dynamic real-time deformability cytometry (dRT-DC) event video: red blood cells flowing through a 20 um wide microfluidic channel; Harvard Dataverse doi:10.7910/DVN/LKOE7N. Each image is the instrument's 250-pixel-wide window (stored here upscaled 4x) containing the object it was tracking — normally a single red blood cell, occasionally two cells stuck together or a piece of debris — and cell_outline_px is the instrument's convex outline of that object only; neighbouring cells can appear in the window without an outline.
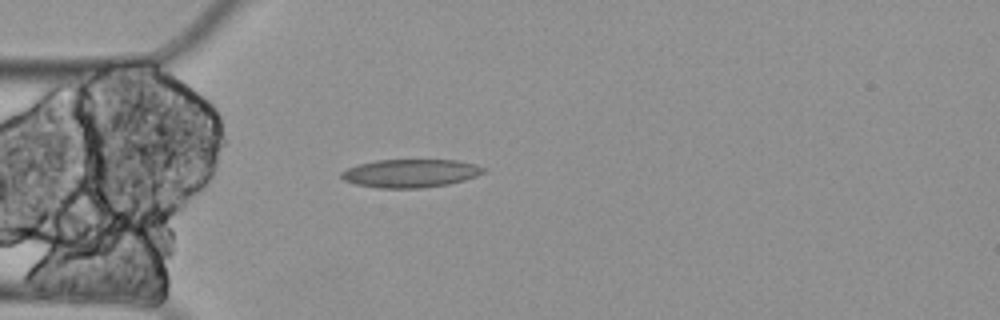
{"species": "Egyptian fruit bat (a non-hibernating species)", "species_latin": "Rousettus aegyptiacus", "temperature_condition": "cold", "stored_images_in_passage": 4, "camera_frame_rate_fps": 3000, "um_per_image_px": 0.085, "animal": {"sex": "female"}, "frame": {"image": 1, "passage_image": 4, "time_ms": 1.0, "image_size_px": [1000, 320], "cell_outline_px": [[488, 168], [484, 172], [476, 176], [464, 180], [448, 184], [420, 188], [380, 188], [356, 184], [344, 180], [340, 176], [340, 172], [348, 168], [360, 164], [376, 160], [456, 160], [476, 164]], "centroid_in_image_um": [34.91, 14.72], "position_along_channel_um": 50.1, "area_um2": 23.35}}